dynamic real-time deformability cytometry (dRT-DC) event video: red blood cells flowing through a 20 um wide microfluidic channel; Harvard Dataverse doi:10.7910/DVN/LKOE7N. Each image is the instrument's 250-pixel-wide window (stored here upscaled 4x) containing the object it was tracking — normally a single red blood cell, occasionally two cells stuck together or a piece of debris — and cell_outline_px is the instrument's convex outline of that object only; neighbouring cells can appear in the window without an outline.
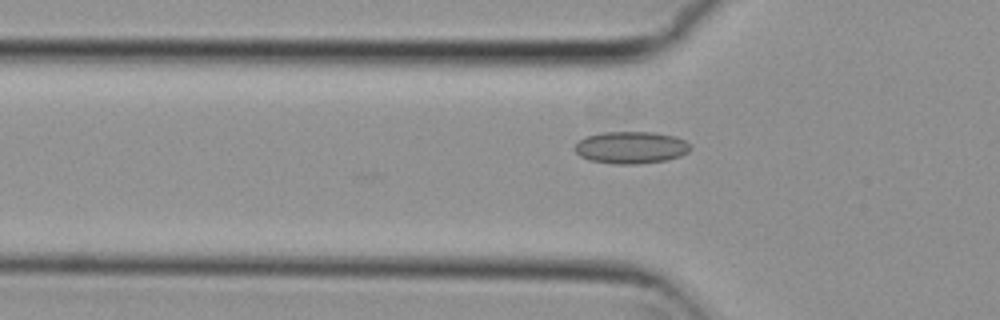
{"species": "common noctule bat (a hibernating species)", "species_latin": "Nyctalus noctula", "temperature_condition": "cold", "stored_images_in_passage": 3, "camera_frame_rate_fps": 3000, "um_per_image_px": 0.085, "animal": {"sex": "female", "body_mass_g": 29.2, "forearm_length_mm": 56.3}, "frame": {"image": 1, "passage_image": 3, "time_ms": 0.667, "image_size_px": [1000, 320], "cell_outline_px": [[692, 148], [688, 152], [680, 156], [668, 160], [640, 164], [612, 164], [588, 160], [580, 156], [572, 148], [584, 136], [604, 132], [652, 132], [676, 136], [692, 144]], "centroid_in_image_um": [53.64, 12.54], "position_along_channel_um": 72.2, "area_um2": 22.02}}